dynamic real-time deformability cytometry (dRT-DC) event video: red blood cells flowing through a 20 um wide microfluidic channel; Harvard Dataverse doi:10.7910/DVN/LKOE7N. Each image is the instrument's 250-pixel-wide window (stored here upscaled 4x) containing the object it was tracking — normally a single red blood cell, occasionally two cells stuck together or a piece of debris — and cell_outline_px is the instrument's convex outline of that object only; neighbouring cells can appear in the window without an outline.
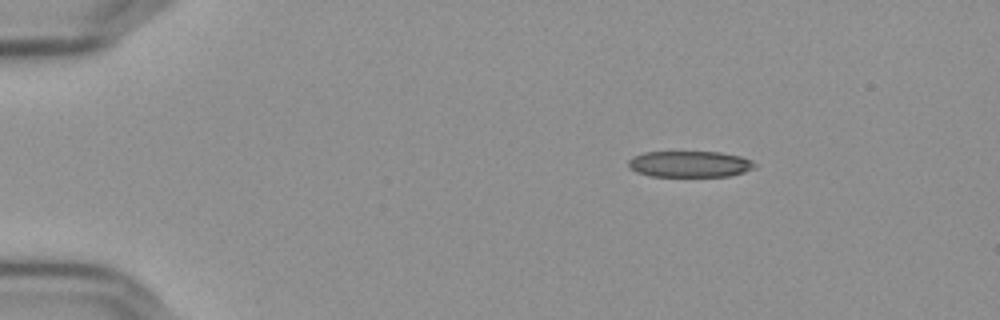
{"species": "Egyptian fruit bat (a non-hibernating species)", "species_latin": "Rousettus aegyptiacus", "temperature_condition": "cold", "stored_images_in_passage": 48, "camera_frame_rate_fps": 3000, "um_per_image_px": 0.085, "frame": {"image": 1, "passage_image": 1, "time_ms": 0.0, "image_size_px": [1000, 320], "cell_outline_px": [[756, 168], [744, 172], [728, 176], [652, 176], [636, 172], [628, 168], [628, 160], [632, 156], [644, 152], [720, 152], [740, 156], [752, 160], [756, 164]], "centroid_in_image_um": [58.62, 13.94], "position_along_channel_um": 26.4, "area_um2": 19.42}}
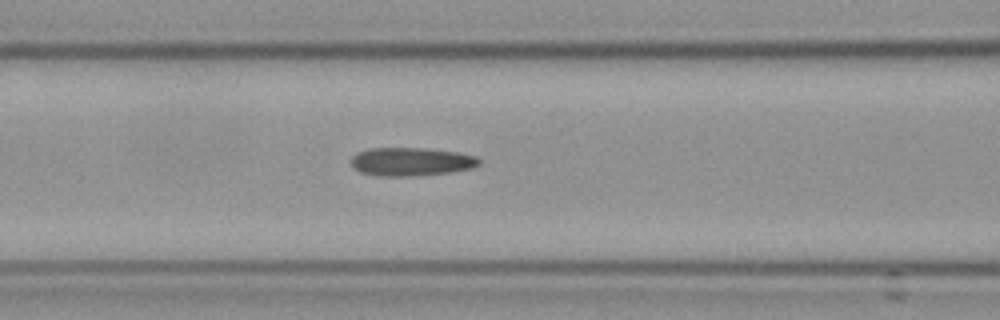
{"frame": {"image": 2, "passage_image": 16, "time_ms": 5.0, "image_size_px": [1000, 320], "cell_outline_px": [[480, 164], [472, 168], [452, 172], [408, 176], [380, 176], [360, 172], [352, 168], [348, 160], [356, 152], [368, 148], [424, 148], [460, 152], [476, 156], [480, 160]], "centroid_in_image_um": [34.9, 13.73], "position_along_channel_um": 131.7, "area_um2": 21.5}}
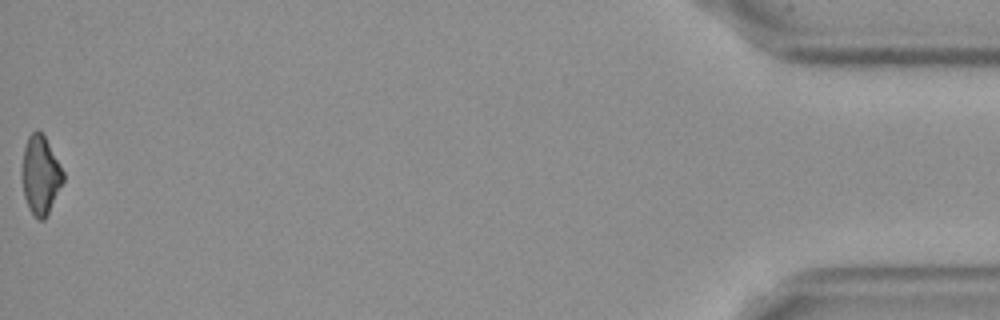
{"frame": {"image": 3, "passage_image": 48, "time_ms": 15.667, "image_size_px": [1000, 320], "cell_outline_px": [[64, 180], [44, 220], [40, 220], [28, 208], [24, 196], [20, 172], [24, 148], [28, 136], [36, 128], [44, 136], [64, 172]], "centroid_in_image_um": [3.41, 14.86], "position_along_channel_um": 431.8, "area_um2": 18.73}, "authors_computed_cell_mechanics": {"area_um2": 20.6057, "velocity_mm_per_s": 3.6615, "shape_relaxation_time_tau1_ms": null, "shape_relaxation_time_tau2_ms": 7.3511, "deformation_change_tau1": null, "deformation_change_tau2": 0.205}}